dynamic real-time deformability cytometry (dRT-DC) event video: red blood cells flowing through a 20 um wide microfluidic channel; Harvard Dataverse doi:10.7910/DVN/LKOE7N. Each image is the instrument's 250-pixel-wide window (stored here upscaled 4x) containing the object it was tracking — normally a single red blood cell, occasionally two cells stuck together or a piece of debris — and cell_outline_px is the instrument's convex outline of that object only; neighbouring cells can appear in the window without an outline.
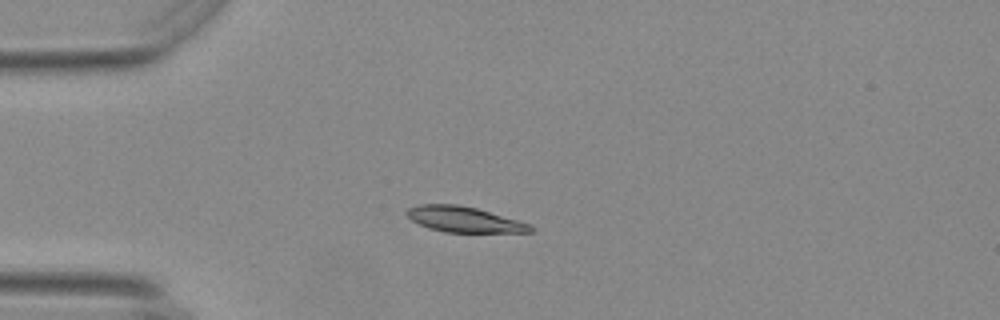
{"species": "Egyptian fruit bat (a non-hibernating species)", "species_latin": "Rousettus aegyptiacus", "temperature_condition": "warm", "stored_images_in_passage": 42, "camera_frame_rate_fps": 3000, "um_per_image_px": 0.085, "animal": {"sex": "female"}, "frame": {"image": 1, "passage_image": 1, "time_ms": 0.0, "image_size_px": [1000, 320], "cell_outline_px": [[536, 228], [532, 232], [444, 232], [428, 228], [412, 220], [404, 212], [408, 208], [420, 204], [456, 204], [476, 208], [532, 224]], "centroid_in_image_um": [39.47, 18.65], "position_along_channel_um": 45.5, "area_um2": 18.44}}
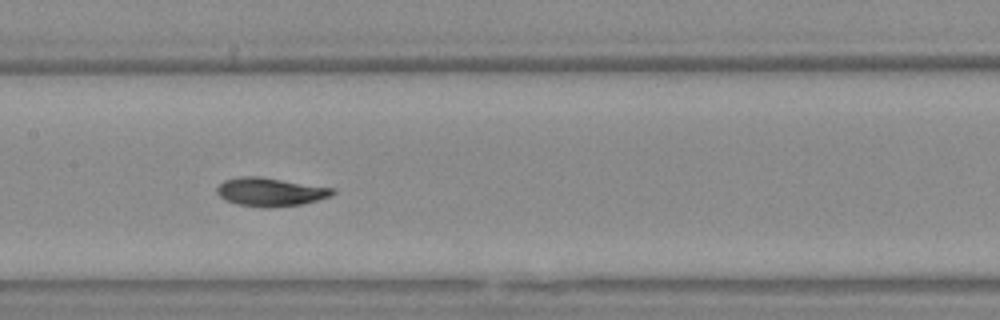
{"frame": {"image": 2, "passage_image": 14, "time_ms": 4.333, "image_size_px": [1000, 320], "cell_outline_px": [[336, 192], [332, 196], [304, 204], [272, 208], [260, 208], [236, 204], [224, 200], [216, 192], [216, 188], [224, 180], [240, 176], [260, 176], [332, 188]], "centroid_in_image_um": [22.96, 16.33], "position_along_channel_um": 184.4, "area_um2": 19.48}}
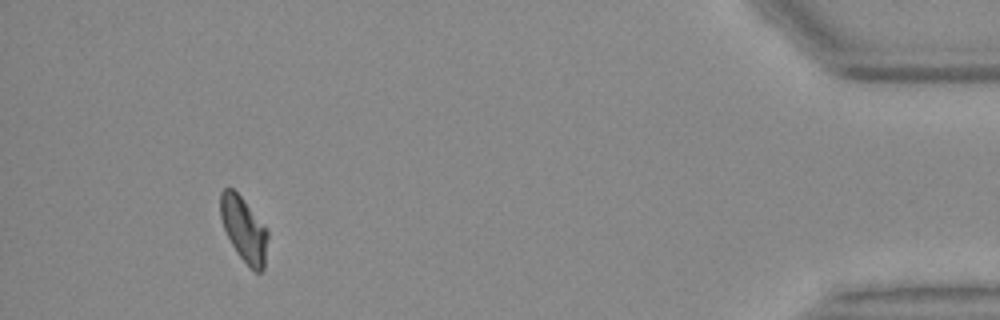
{"frame": {"image": 3, "passage_image": 38, "time_ms": 12.333, "image_size_px": [1000, 320], "cell_outline_px": [[268, 236], [264, 268], [260, 272], [256, 272], [236, 252], [224, 228], [220, 216], [220, 192], [224, 188], [232, 188], [244, 200], [268, 232]], "centroid_in_image_um": [20.71, 19.48], "position_along_channel_um": 414.5, "area_um2": 17.4}, "authors_computed_cell_mechanics": {"area_um2": 18.4671, "velocity_mm_per_s": 3.6843, "shape_relaxation_time_tau1_ms": 3.3961, "shape_relaxation_time_tau2_ms": 2.8175, "deformation_change_tau1": 0.1328, "deformation_change_tau2": 0.0551}}